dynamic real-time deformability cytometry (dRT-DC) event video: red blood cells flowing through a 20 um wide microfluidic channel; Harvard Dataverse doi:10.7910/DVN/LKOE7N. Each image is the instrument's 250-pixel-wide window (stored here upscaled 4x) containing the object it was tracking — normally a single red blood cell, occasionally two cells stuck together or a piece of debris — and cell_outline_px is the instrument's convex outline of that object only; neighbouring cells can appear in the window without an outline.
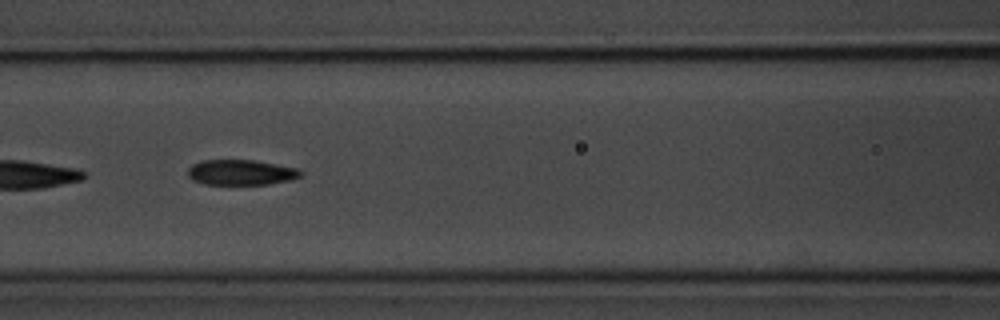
{"species": "common noctule bat (a hibernating species)", "species_latin": "Nyctalus noctula", "temperature_condition": "room temperature", "stored_images_in_passage": 27, "camera_frame_rate_fps": 3000, "um_per_image_px": 0.085, "animal": {"sex": "male", "body_mass_g": 20.1, "forearm_length_mm": 53.5}, "frame": {"image": 1, "passage_image": 12, "time_ms": 3.667, "image_size_px": [1000, 320], "cell_outline_px": [[304, 172], [300, 176], [292, 180], [268, 184], [204, 184], [192, 180], [188, 176], [188, 168], [192, 164], [200, 160], [252, 160], [296, 168]], "centroid_in_image_um": [20.46, 14.65], "position_along_channel_um": 146.1, "area_um2": 16.65}}